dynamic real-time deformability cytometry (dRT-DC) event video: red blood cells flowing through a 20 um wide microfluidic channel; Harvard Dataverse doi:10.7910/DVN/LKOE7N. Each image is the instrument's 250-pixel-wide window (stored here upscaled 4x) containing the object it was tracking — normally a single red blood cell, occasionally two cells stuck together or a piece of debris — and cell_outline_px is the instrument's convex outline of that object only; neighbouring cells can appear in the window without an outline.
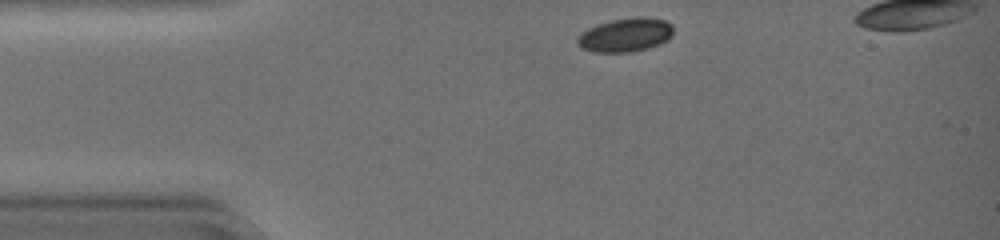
{"species": "common noctule bat (a hibernating species)", "species_latin": "Nyctalus noctula", "temperature_condition": "warm", "stored_images_in_passage": 33, "camera_frame_rate_fps": 3000, "um_per_image_px": 0.085, "animal": {"sex": "female", "body_mass_g": 19.0, "forearm_length_mm": 51.5}, "frame": {"image": 1, "passage_image": 1, "time_ms": 0.0, "image_size_px": [1000, 240], "cell_outline_px": [[672, 36], [668, 40], [660, 44], [648, 48], [632, 52], [592, 52], [584, 48], [576, 40], [584, 32], [600, 24], [612, 20], [664, 20], [672, 24]], "centroid_in_image_um": [53.2, 3.04], "position_along_channel_um": 31.8, "area_um2": 17.74}}
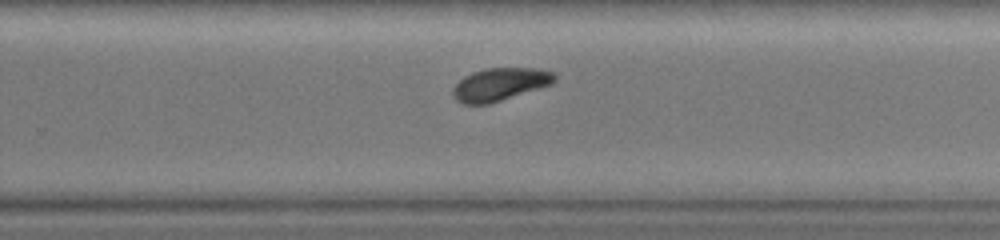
{"frame": {"image": 2, "passage_image": 22, "time_ms": 7.0, "image_size_px": [1000, 240], "cell_outline_px": [[556, 80], [548, 84], [488, 104], [464, 104], [456, 100], [452, 96], [452, 88], [464, 76], [472, 72], [484, 68], [536, 68], [552, 72], [556, 76]], "centroid_in_image_um": [42.41, 7.15], "position_along_channel_um": 287.4, "area_um2": 19.02}}
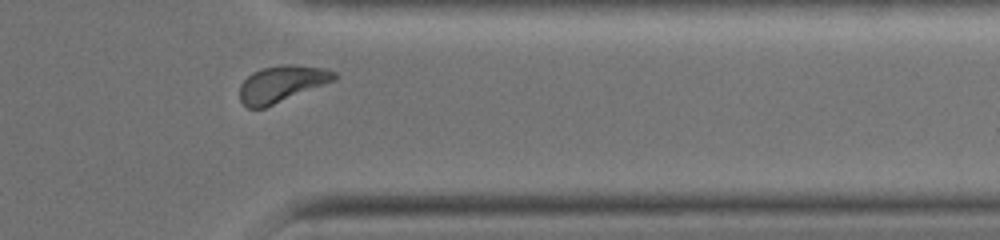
{"frame": {"image": 3, "passage_image": 29, "time_ms": 9.333, "image_size_px": [1000, 240], "cell_outline_px": [[336, 80], [264, 108], [248, 108], [240, 100], [240, 84], [252, 72], [264, 68], [284, 64], [292, 64], [324, 68], [336, 72]], "centroid_in_image_um": [23.95, 7.12], "position_along_channel_um": 387.5, "area_um2": 20.0}, "authors_computed_cell_mechanics": {"area_um2": 19.9988, "velocity_mm_per_s": 4.2518, "shape_relaxation_time_tau1_ms": 1.5103, "shape_relaxation_time_tau2_ms": null, "deformation_change_tau1": 0.0961, "deformation_change_tau2": null}}